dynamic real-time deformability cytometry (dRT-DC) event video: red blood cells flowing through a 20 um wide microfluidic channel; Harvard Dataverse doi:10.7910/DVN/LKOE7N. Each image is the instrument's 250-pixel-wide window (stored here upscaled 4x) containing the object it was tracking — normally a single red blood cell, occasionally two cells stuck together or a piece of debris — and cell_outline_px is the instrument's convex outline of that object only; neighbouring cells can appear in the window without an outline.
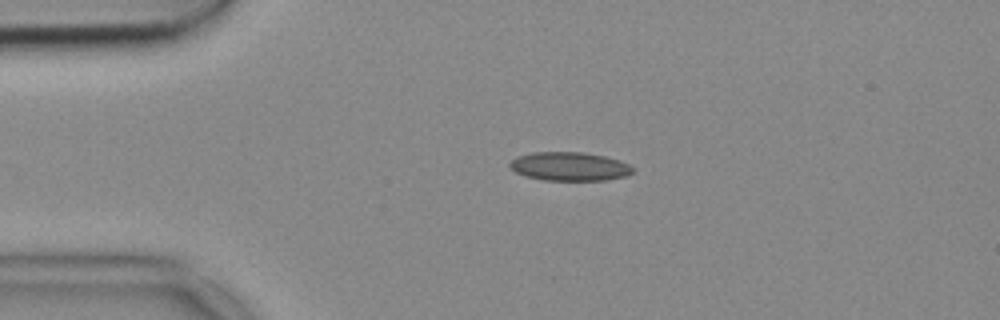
{"species": "common noctule bat (a hibernating species)", "species_latin": "Nyctalus noctula", "temperature_condition": "cold", "stored_images_in_passage": 46, "camera_frame_rate_fps": 3000, "um_per_image_px": 0.085, "animal": {"sex": "female", "body_mass_g": 18.4}, "frame": {"image": 1, "passage_image": 10, "time_ms": 3.0, "image_size_px": [1000, 320], "cell_outline_px": [[632, 172], [624, 176], [604, 180], [544, 180], [528, 176], [516, 172], [508, 164], [516, 156], [532, 152], [584, 152], [604, 156], [620, 160], [628, 164], [632, 168]], "centroid_in_image_um": [48.39, 14.13], "position_along_channel_um": 36.6, "area_um2": 20.35}}
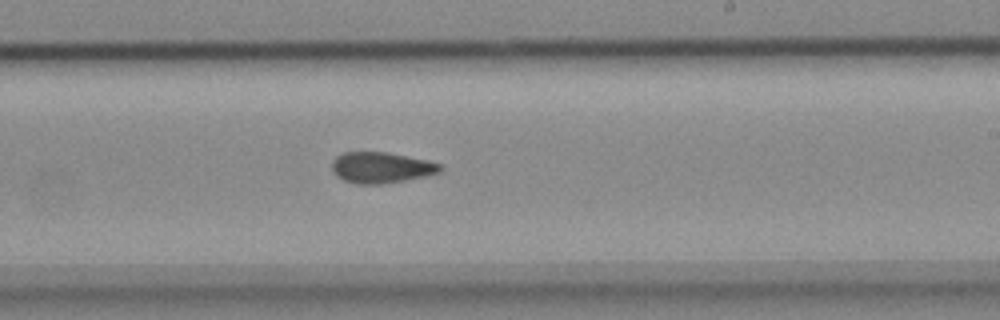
{"frame": {"image": 2, "passage_image": 30, "time_ms": 9.667, "image_size_px": [1000, 320], "cell_outline_px": [[444, 168], [440, 172], [428, 176], [380, 184], [356, 184], [344, 180], [336, 176], [332, 172], [332, 160], [336, 156], [344, 152], [384, 152], [428, 160], [440, 164]], "centroid_in_image_um": [32.39, 14.25], "position_along_channel_um": 256.6, "area_um2": 19.59}}
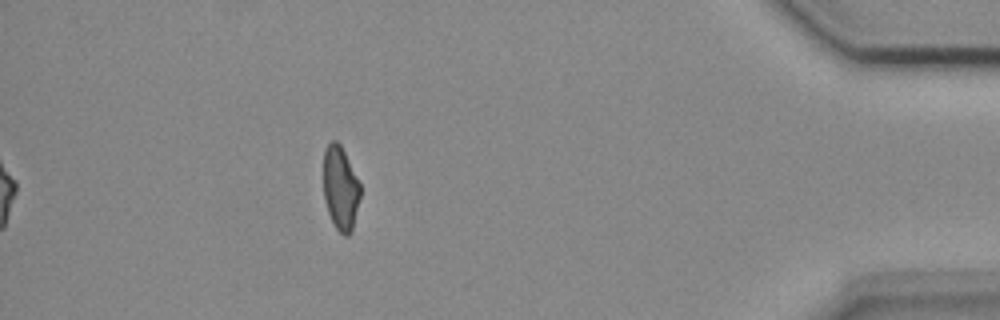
{"frame": {"image": 3, "passage_image": 46, "time_ms": 15.0, "image_size_px": [1000, 320], "cell_outline_px": [[360, 196], [352, 232], [348, 236], [344, 236], [336, 228], [328, 212], [324, 200], [324, 148], [332, 140], [336, 140], [340, 144], [360, 184]], "centroid_in_image_um": [28.93, 16.01], "position_along_channel_um": 406.3, "area_um2": 17.86}}